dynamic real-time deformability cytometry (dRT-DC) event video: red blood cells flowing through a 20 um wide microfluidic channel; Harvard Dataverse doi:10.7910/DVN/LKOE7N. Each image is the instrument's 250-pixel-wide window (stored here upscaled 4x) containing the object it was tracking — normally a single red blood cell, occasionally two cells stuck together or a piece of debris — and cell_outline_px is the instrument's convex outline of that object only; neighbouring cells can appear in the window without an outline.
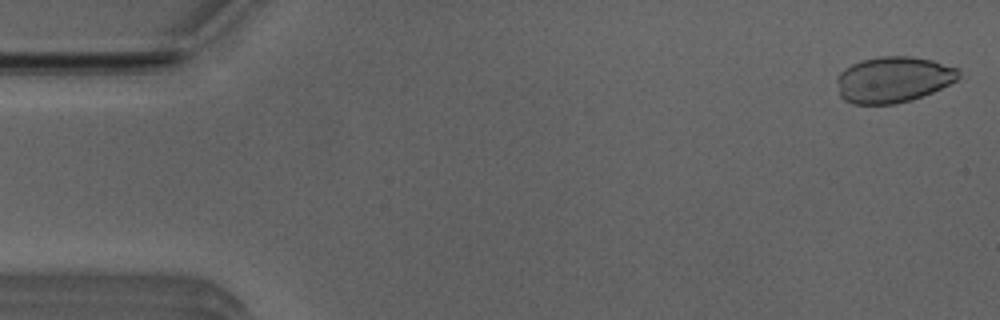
{"species": "Egyptian fruit bat (a non-hibernating species)", "species_latin": "Rousettus aegyptiacus", "temperature_condition": "room temperature", "stored_images_in_passage": 10, "camera_frame_rate_fps": 3000, "um_per_image_px": 0.085, "animal": {"sex": "male"}, "frame": {"image": 1, "passage_image": 2, "time_ms": 0.333, "image_size_px": [1000, 320], "cell_outline_px": [[960, 76], [956, 80], [932, 92], [912, 100], [896, 104], [852, 104], [844, 100], [840, 96], [836, 80], [840, 72], [852, 64], [860, 60], [880, 56], [908, 56], [932, 60], [960, 68]], "centroid_in_image_um": [75.92, 6.76], "position_along_channel_um": 9.1, "area_um2": 32.77}}